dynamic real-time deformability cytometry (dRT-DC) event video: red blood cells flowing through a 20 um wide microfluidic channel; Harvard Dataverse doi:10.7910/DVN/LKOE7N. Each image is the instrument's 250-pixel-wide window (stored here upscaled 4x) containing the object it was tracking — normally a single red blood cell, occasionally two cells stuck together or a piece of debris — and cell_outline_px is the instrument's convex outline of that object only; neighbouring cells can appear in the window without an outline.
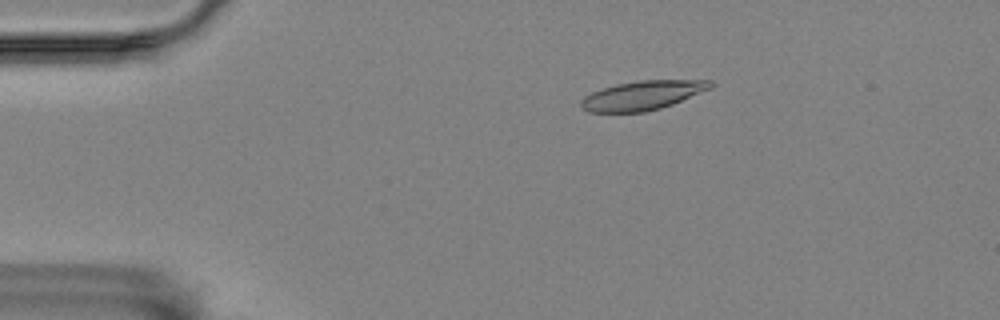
{"species": "Egyptian fruit bat (a non-hibernating species)", "species_latin": "Rousettus aegyptiacus", "temperature_condition": "room temperature", "stored_images_in_passage": 57, "camera_frame_rate_fps": 3000, "um_per_image_px": 0.085, "animal": {"sex": "female"}, "frame": {"image": 1, "passage_image": 11, "time_ms": 3.333, "image_size_px": [1000, 320], "cell_outline_px": [[716, 84], [712, 88], [672, 104], [660, 108], [644, 112], [588, 112], [580, 104], [580, 100], [584, 96], [592, 92], [616, 84], [640, 80], [712, 80]], "centroid_in_image_um": [54.64, 8.1], "position_along_channel_um": 30.4, "area_um2": 21.96}}
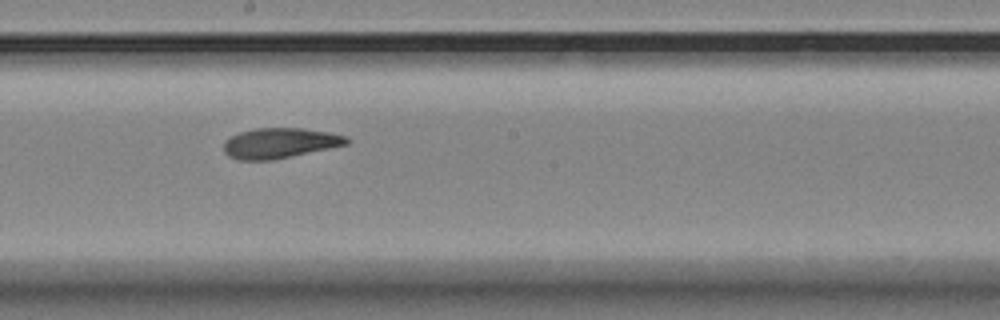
{"frame": {"image": 2, "passage_image": 32, "time_ms": 10.333, "image_size_px": [1000, 320], "cell_outline_px": [[352, 140], [348, 144], [272, 160], [236, 160], [228, 156], [224, 152], [224, 140], [240, 132], [256, 128], [300, 128], [328, 132], [348, 136]], "centroid_in_image_um": [23.78, 12.16], "position_along_channel_um": 224.4, "area_um2": 21.68}}
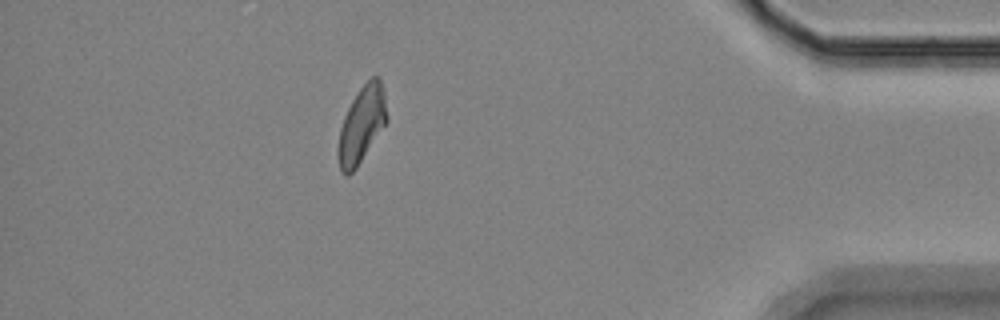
{"frame": {"image": 3, "passage_image": 51, "time_ms": 16.667, "image_size_px": [1000, 320], "cell_outline_px": [[388, 120], [356, 168], [348, 176], [340, 172], [336, 152], [336, 148], [340, 128], [344, 116], [352, 100], [360, 88], [372, 76], [380, 76], [384, 92], [388, 116]], "centroid_in_image_um": [30.72, 10.61], "position_along_channel_um": 404.5, "area_um2": 21.85}, "authors_computed_cell_mechanics": {"area_um2": 21.8484, "velocity_mm_per_s": 3.5085, "shape_relaxation_time_tau1_ms": 6.665, "shape_relaxation_time_tau2_ms": 3.5019, "deformation_change_tau1": 0.2083, "deformation_change_tau2": 0.116}}